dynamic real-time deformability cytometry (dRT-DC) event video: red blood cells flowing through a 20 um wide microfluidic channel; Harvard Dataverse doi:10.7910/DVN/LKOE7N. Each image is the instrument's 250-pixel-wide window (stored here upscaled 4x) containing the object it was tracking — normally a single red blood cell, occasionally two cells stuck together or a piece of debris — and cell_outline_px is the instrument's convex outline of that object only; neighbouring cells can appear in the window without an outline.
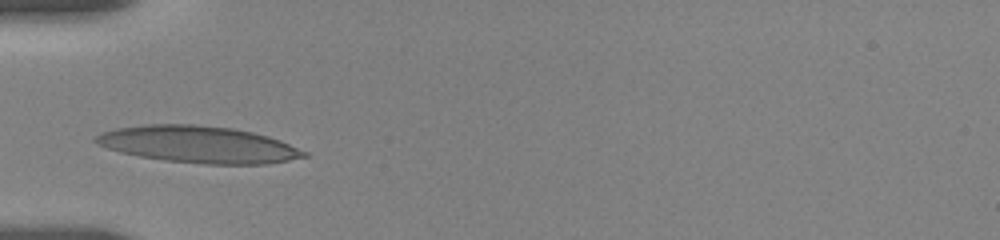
{"species": "human", "species_latin": "Homo sapiens", "temperature_condition": "room temperature", "stored_images_in_passage": 20, "camera_frame_rate_fps": 3000, "um_per_image_px": 0.085, "donor": {"sex": "female"}, "frame": {"image": 1, "passage_image": 1, "time_ms": 0.0, "image_size_px": [1000, 240], "cell_outline_px": [[308, 156], [268, 164], [204, 164], [164, 160], [140, 156], [120, 152], [96, 144], [92, 140], [100, 132], [116, 128], [148, 124], [196, 124], [232, 128], [252, 132], [268, 136], [280, 140], [308, 152]], "centroid_in_image_um": [16.85, 12.27], "position_along_channel_um": 68.1, "area_um2": 44.74}}
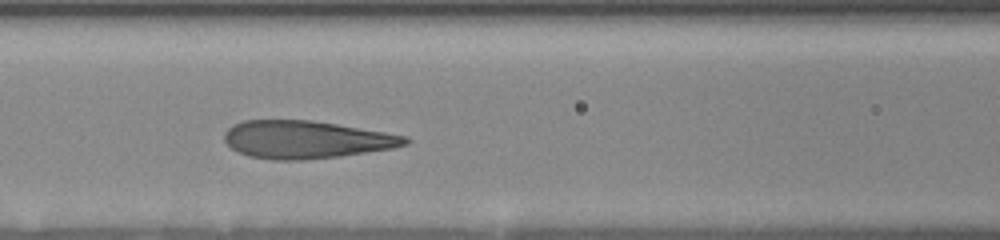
{"frame": {"image": 2, "passage_image": 11, "time_ms": 2.0, "image_size_px": [1000, 240], "cell_outline_px": [[412, 140], [408, 144], [392, 148], [340, 156], [304, 160], [272, 160], [248, 156], [232, 148], [224, 140], [224, 132], [232, 124], [244, 120], [312, 120], [408, 136]], "centroid_in_image_um": [26.01, 11.86], "position_along_channel_um": 140.6, "area_um2": 39.77}}
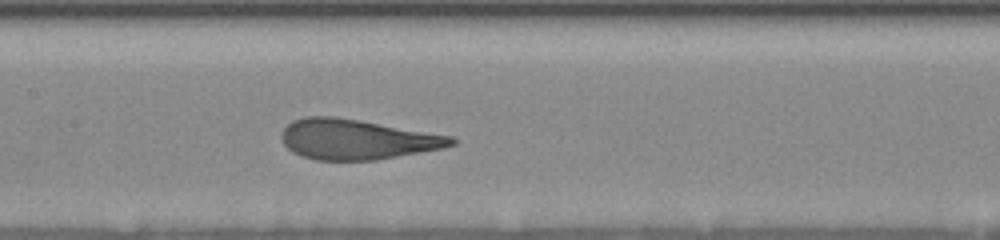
{"frame": {"image": 3, "passage_image": 17, "time_ms": 3.0, "image_size_px": [1000, 240], "cell_outline_px": [[456, 144], [444, 148], [376, 160], [316, 160], [300, 156], [292, 152], [284, 144], [280, 136], [280, 132], [292, 120], [308, 116], [332, 116], [360, 120], [452, 136], [456, 140]], "centroid_in_image_um": [30.31, 11.85], "position_along_channel_um": 177.1, "area_um2": 39.82}}